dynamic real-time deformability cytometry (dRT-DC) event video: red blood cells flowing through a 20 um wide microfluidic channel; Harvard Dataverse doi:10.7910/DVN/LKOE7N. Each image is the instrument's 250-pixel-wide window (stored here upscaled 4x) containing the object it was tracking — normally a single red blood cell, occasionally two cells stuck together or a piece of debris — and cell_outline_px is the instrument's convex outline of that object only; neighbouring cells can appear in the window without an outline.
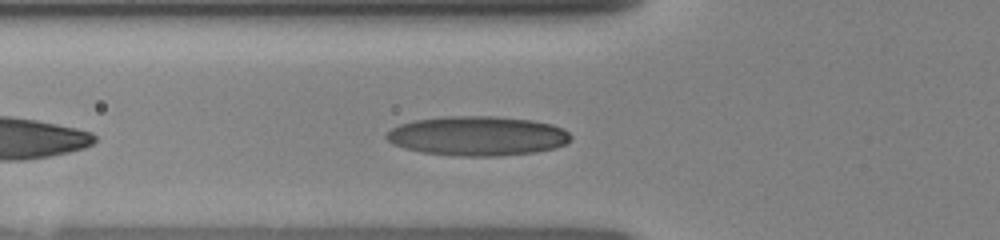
{"species": "human", "species_latin": "Homo sapiens", "temperature_condition": "room temperature", "stored_images_in_passage": 18, "camera_frame_rate_fps": 3000, "um_per_image_px": 0.085, "donor": {"sex": "female"}, "frame": {"image": 1, "passage_image": 8, "time_ms": 4.333, "image_size_px": [1000, 240], "cell_outline_px": [[572, 136], [564, 144], [552, 148], [536, 152], [500, 156], [460, 156], [420, 152], [404, 148], [392, 144], [384, 136], [392, 128], [400, 124], [412, 120], [444, 116], [496, 116], [532, 120], [552, 124], [564, 128]], "centroid_in_image_um": [40.56, 11.55], "position_along_channel_um": 85.2, "area_um2": 42.6}}
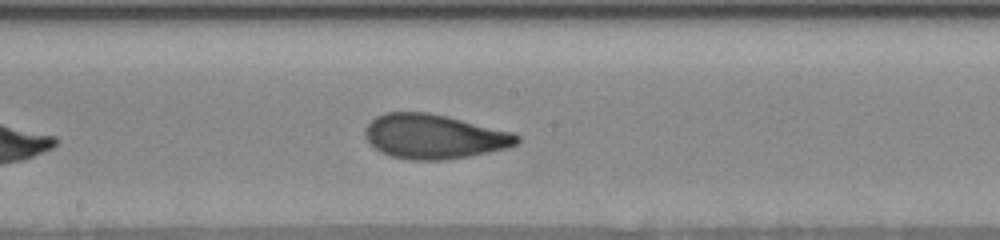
{"frame": {"image": 2, "passage_image": 13, "time_ms": 7.333, "image_size_px": [1000, 240], "cell_outline_px": [[520, 140], [516, 144], [508, 148], [468, 156], [444, 160], [412, 160], [392, 156], [380, 152], [364, 136], [364, 128], [376, 116], [384, 112], [428, 112], [448, 116], [516, 132], [520, 136]], "centroid_in_image_um": [36.93, 11.59], "position_along_channel_um": 211.3, "area_um2": 39.65}}
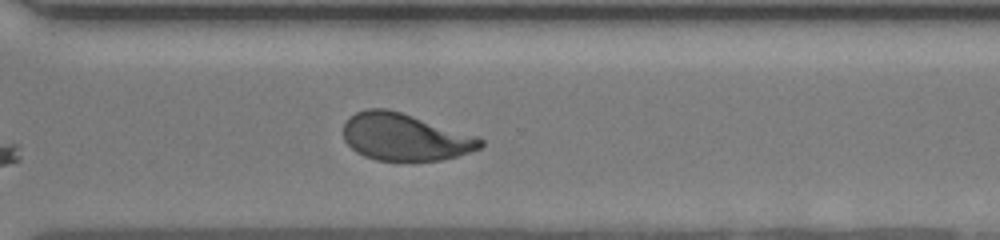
{"frame": {"image": 3, "passage_image": 18, "time_ms": 10.333, "image_size_px": [1000, 240], "cell_outline_px": [[484, 144], [480, 148], [456, 156], [440, 160], [376, 160], [364, 156], [356, 152], [344, 140], [344, 124], [348, 116], [356, 112], [368, 108], [388, 108], [476, 136], [484, 140]], "centroid_in_image_um": [34.37, 11.64], "position_along_channel_um": 336.2, "area_um2": 37.34}}